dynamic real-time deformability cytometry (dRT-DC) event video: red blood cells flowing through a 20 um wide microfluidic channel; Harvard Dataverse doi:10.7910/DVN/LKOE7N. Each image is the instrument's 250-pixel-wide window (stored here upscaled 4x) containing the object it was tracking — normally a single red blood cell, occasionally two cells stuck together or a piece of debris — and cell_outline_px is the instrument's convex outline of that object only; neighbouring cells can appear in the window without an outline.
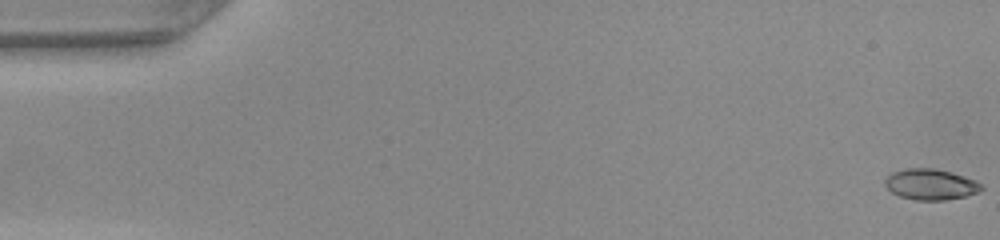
{"species": "common noctule bat (a hibernating species)", "species_latin": "Nyctalus noctula", "temperature_condition": "warm", "stored_images_in_passage": 49, "camera_frame_rate_fps": 3000, "um_per_image_px": 0.085, "animal": {"sex": "female", "body_mass_g": 22.0, "forearm_length_mm": 56.7}, "frame": {"image": 1, "passage_image": 1, "time_ms": 0.0, "image_size_px": [1000, 240], "cell_outline_px": [[984, 188], [976, 192], [964, 196], [944, 200], [916, 200], [900, 196], [892, 192], [884, 184], [884, 180], [892, 172], [904, 168], [932, 168], [952, 172], [976, 180], [984, 184]], "centroid_in_image_um": [79.11, 15.66], "position_along_channel_um": 5.9, "area_um2": 17.34}}
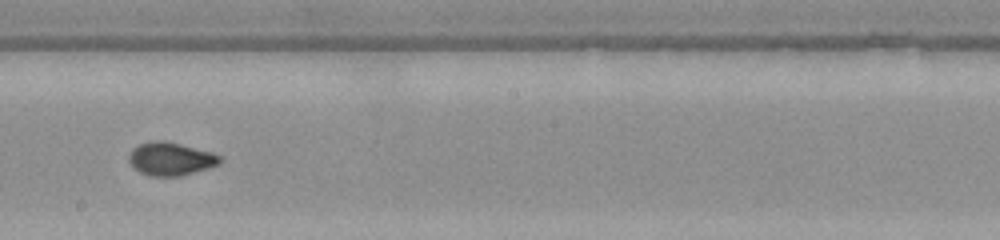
{"frame": {"image": 2, "passage_image": 28, "time_ms": 9.0, "image_size_px": [1000, 240], "cell_outline_px": [[220, 164], [208, 168], [180, 176], [148, 176], [132, 168], [128, 160], [128, 152], [132, 148], [140, 144], [152, 140], [164, 140], [212, 152], [220, 156]], "centroid_in_image_um": [14.45, 13.5], "position_along_channel_um": 233.8, "area_um2": 17.74}}
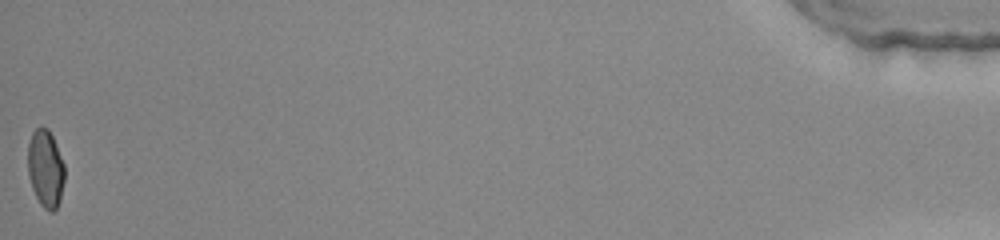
{"frame": {"image": 3, "passage_image": 49, "time_ms": 16.0, "image_size_px": [1000, 240], "cell_outline_px": [[64, 180], [60, 200], [56, 208], [52, 212], [48, 212], [40, 204], [32, 188], [28, 176], [28, 144], [32, 132], [36, 128], [48, 128], [52, 136], [64, 164]], "centroid_in_image_um": [3.86, 14.35], "position_along_channel_um": 431.3, "area_um2": 16.53}, "authors_computed_cell_mechanics": {"area_um2": 16.9932, "velocity_mm_per_s": 4.2636, "shape_relaxation_time_tau1_ms": 7.0196, "shape_relaxation_time_tau2_ms": null, "deformation_change_tau1": 0.2075, "deformation_change_tau2": null}}